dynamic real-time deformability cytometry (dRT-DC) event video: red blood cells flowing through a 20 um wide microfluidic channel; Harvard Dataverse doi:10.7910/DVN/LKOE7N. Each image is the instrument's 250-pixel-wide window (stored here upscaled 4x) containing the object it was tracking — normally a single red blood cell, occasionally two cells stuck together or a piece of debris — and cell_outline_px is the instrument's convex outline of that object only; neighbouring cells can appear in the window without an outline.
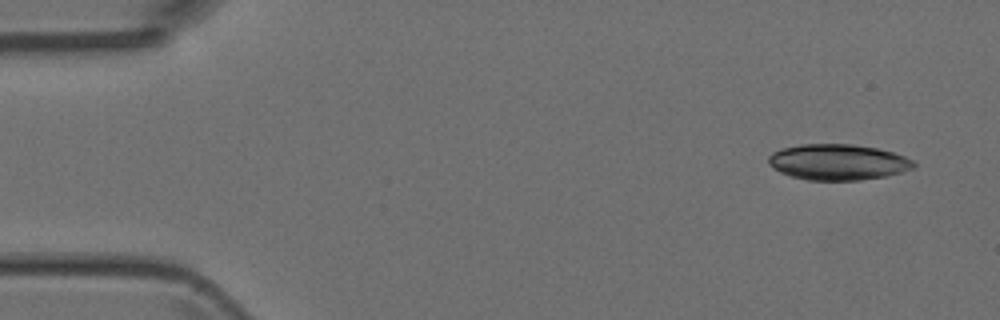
{"species": "Egyptian fruit bat (a non-hibernating species)", "species_latin": "Rousettus aegyptiacus", "temperature_condition": "room temperature", "stored_images_in_passage": 4, "camera_frame_rate_fps": 3000, "um_per_image_px": 0.085, "animal": {"sex": "female"}, "frame": {"image": 1, "passage_image": 1, "time_ms": 0.0, "image_size_px": [1000, 320], "cell_outline_px": [[916, 168], [904, 172], [884, 176], [860, 180], [808, 180], [792, 176], [780, 172], [772, 168], [768, 164], [768, 156], [772, 152], [780, 148], [800, 144], [852, 144], [876, 148], [892, 152], [904, 156], [912, 160], [916, 164]], "centroid_in_image_um": [71.21, 13.77], "position_along_channel_um": 13.8, "area_um2": 30.52}}